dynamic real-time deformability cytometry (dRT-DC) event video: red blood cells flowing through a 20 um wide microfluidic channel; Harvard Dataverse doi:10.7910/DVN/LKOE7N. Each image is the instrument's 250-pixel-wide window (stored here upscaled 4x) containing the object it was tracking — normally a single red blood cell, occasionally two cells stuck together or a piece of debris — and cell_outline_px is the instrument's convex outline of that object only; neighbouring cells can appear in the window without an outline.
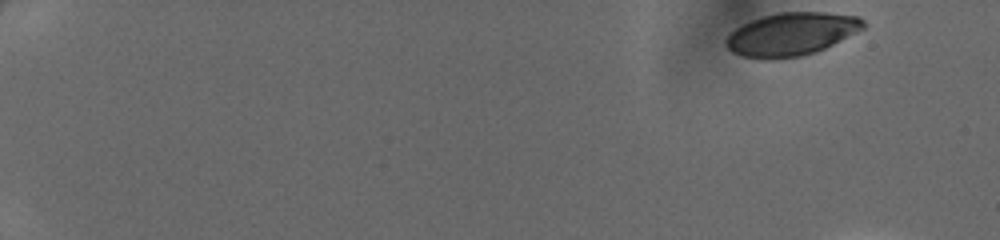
{"species": "human", "species_latin": "Homo sapiens", "temperature_condition": "cold", "stored_images_in_passage": 17, "camera_frame_rate_fps": 3000, "um_per_image_px": 0.085, "donor": {"sex": "female"}, "frame": {"image": 1, "passage_image": 1, "time_ms": 0.0, "image_size_px": [1000, 240], "cell_outline_px": [[864, 28], [816, 52], [800, 56], [768, 60], [760, 60], [744, 56], [732, 52], [724, 44], [724, 40], [728, 32], [740, 24], [776, 12], [824, 12], [860, 16], [864, 20]], "centroid_in_image_um": [67.2, 2.9], "position_along_channel_um": 17.8, "area_um2": 34.68}}
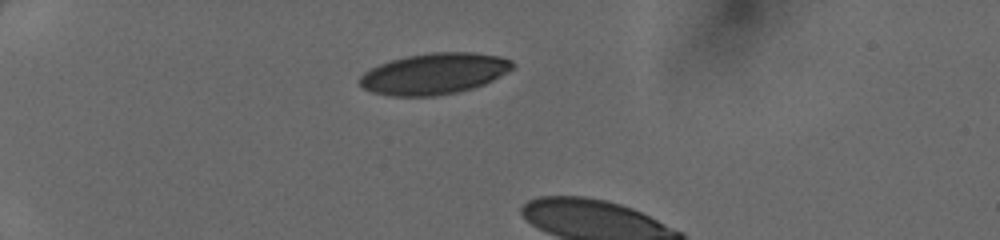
{"frame": {"image": 2, "passage_image": 12, "time_ms": 3.667, "image_size_px": [1000, 240], "cell_outline_px": [[516, 64], [512, 68], [500, 76], [484, 84], [472, 88], [456, 92], [432, 96], [392, 96], [372, 92], [364, 88], [360, 84], [360, 76], [364, 72], [380, 64], [392, 60], [408, 56], [432, 52], [472, 52], [500, 56], [512, 60]], "centroid_in_image_um": [36.93, 6.26], "position_along_channel_um": 48.1, "area_um2": 36.36}}